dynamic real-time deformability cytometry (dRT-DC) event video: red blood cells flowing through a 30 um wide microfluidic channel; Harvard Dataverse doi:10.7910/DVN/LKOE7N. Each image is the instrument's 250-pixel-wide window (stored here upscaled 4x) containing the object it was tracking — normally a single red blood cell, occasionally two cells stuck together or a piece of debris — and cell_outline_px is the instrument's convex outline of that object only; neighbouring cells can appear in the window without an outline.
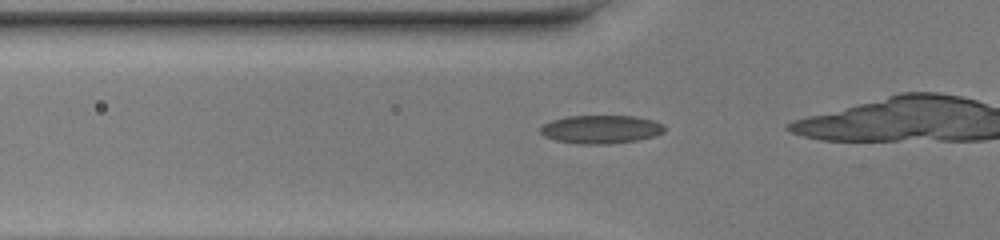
{"species": "common noctule bat (a hibernating species)", "species_latin": "Nyctalus noctula", "temperature_condition": "warm", "stored_images_in_passage": 31, "camera_frame_rate_fps": 3000, "um_per_image_px": 0.085, "animal": {"sex": "female", "body_mass_g": 20.0, "forearm_length_mm": 54.0}, "frame": {"image": 1, "passage_image": 12, "time_ms": 3.667, "image_size_px": [1000, 240], "cell_outline_px": [[664, 132], [656, 136], [636, 140], [608, 144], [576, 144], [556, 140], [544, 136], [540, 132], [540, 128], [544, 124], [552, 120], [568, 116], [636, 116], [656, 120], [664, 124]], "centroid_in_image_um": [51.11, 10.99], "position_along_channel_um": 74.7, "area_um2": 20.63}}
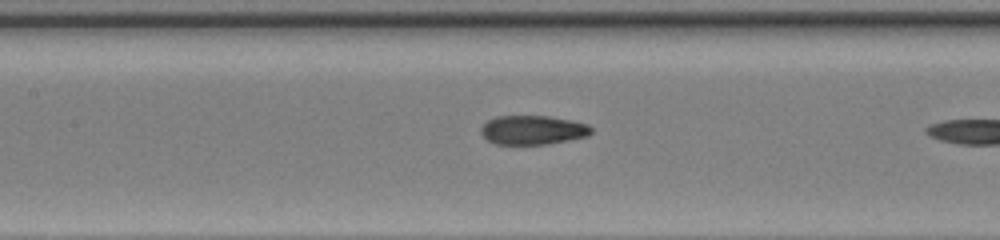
{"frame": {"image": 2, "passage_image": 18, "time_ms": 5.667, "image_size_px": [1000, 240], "cell_outline_px": [[592, 132], [588, 136], [548, 144], [496, 144], [488, 140], [480, 132], [480, 128], [488, 120], [496, 116], [548, 116], [572, 120], [588, 124], [592, 128]], "centroid_in_image_um": [45.3, 11.04], "position_along_channel_um": 162.1, "area_um2": 18.73}}
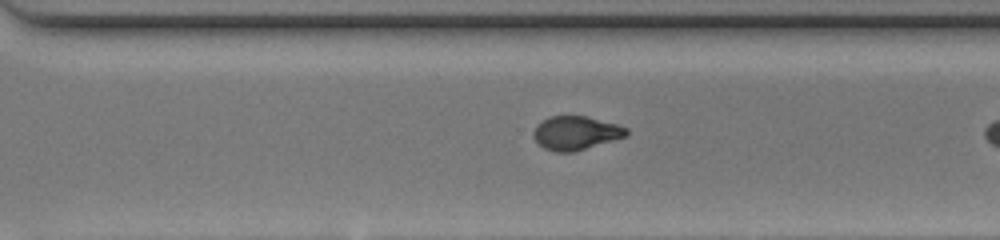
{"frame": {"image": 3, "passage_image": 29, "time_ms": 9.333, "image_size_px": [1000, 240], "cell_outline_px": [[628, 136], [576, 152], [556, 152], [544, 148], [532, 136], [532, 132], [536, 124], [552, 116], [584, 116], [616, 124], [628, 128]], "centroid_in_image_um": [48.95, 11.32], "position_along_channel_um": 321.7, "area_um2": 18.32}}